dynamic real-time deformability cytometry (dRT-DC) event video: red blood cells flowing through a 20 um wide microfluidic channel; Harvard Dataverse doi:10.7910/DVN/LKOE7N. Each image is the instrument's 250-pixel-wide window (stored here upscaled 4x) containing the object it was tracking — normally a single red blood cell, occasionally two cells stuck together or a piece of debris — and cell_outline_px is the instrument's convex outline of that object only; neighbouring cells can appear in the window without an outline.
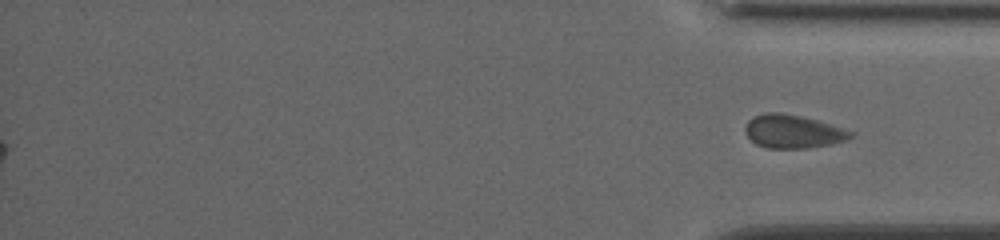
{"species": "common noctule bat (a hibernating species)", "species_latin": "Nyctalus noctula", "temperature_condition": "cold", "stored_images_in_passage": 38, "segment_of_instrument_passage": [2, 2], "camera_frame_rate_fps": 3000, "um_per_image_px": 0.085, "animal": {"sex": "female", "body_mass_g": 19.5, "forearm_length_mm": 54.1}, "frame": {"image": 1, "passage_image": 38, "time_ms": 12.333, "image_size_px": [1000, 240], "cell_outline_px": [[856, 132], [852, 136], [844, 140], [832, 144], [808, 148], [768, 148], [756, 144], [744, 132], [744, 128], [748, 120], [752, 116], [764, 112], [780, 112], [800, 116], [816, 120]], "centroid_in_image_um": [67.37, 11.17], "position_along_channel_um": 367.8, "area_um2": 20.52}}